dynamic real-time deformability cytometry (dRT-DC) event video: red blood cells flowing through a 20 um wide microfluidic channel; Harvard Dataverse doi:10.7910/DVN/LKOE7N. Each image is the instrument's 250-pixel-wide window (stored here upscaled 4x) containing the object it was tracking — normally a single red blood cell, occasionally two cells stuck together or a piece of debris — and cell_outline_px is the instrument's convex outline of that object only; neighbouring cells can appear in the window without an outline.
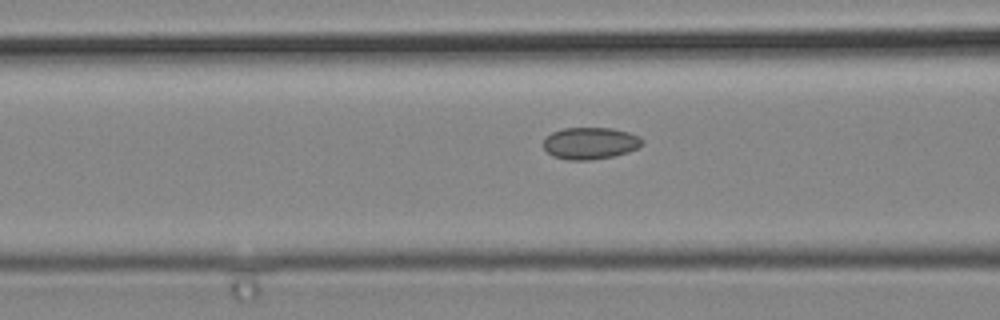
{"species": "common noctule bat (a hibernating species)", "species_latin": "Nyctalus noctula", "temperature_condition": "cold", "stored_images_in_passage": 4, "camera_frame_rate_fps": 3000, "um_per_image_px": 0.085, "animal": {"sex": "male", "body_mass_g": 19.2, "forearm_length_mm": 51.8}, "frame": {"image": 1, "passage_image": 4, "time_ms": 1.0, "image_size_px": [1000, 320], "cell_outline_px": [[644, 144], [628, 152], [612, 156], [588, 160], [568, 160], [552, 156], [544, 148], [544, 140], [552, 132], [564, 128], [612, 128], [628, 132], [640, 136], [644, 140]], "centroid_in_image_um": [50.19, 12.17], "position_along_channel_um": 116.4, "area_um2": 18.32}}